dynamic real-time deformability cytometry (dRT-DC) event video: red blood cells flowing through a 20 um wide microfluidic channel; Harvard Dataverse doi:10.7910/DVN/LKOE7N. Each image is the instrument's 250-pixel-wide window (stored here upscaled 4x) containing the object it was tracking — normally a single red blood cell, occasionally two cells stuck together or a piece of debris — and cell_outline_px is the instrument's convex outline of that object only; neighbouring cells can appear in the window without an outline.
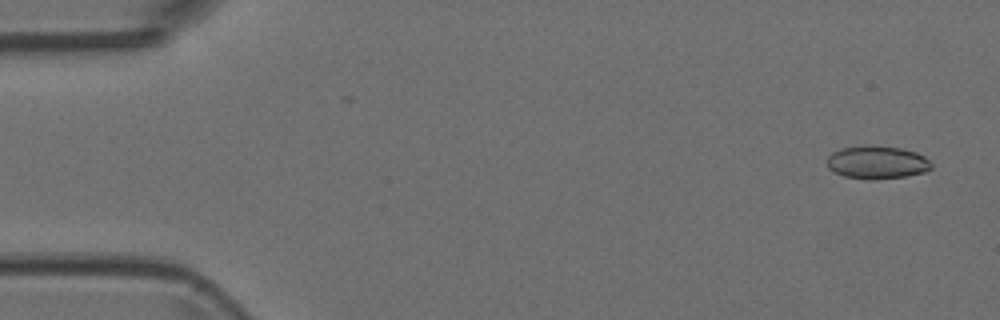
{"species": "Egyptian fruit bat (a non-hibernating species)", "species_latin": "Rousettus aegyptiacus", "temperature_condition": "room temperature", "stored_images_in_passage": 8, "camera_frame_rate_fps": 3000, "um_per_image_px": 0.085, "animal": {"sex": "female"}, "frame": {"image": 1, "passage_image": 1, "time_ms": 0.0, "image_size_px": [1000, 320], "cell_outline_px": [[932, 168], [924, 172], [908, 176], [872, 180], [868, 180], [844, 176], [828, 168], [828, 156], [832, 152], [840, 148], [864, 144], [872, 144], [900, 148], [916, 152], [924, 156], [932, 164]], "centroid_in_image_um": [74.54, 13.78], "position_along_channel_um": 10.5, "area_um2": 20.4}}
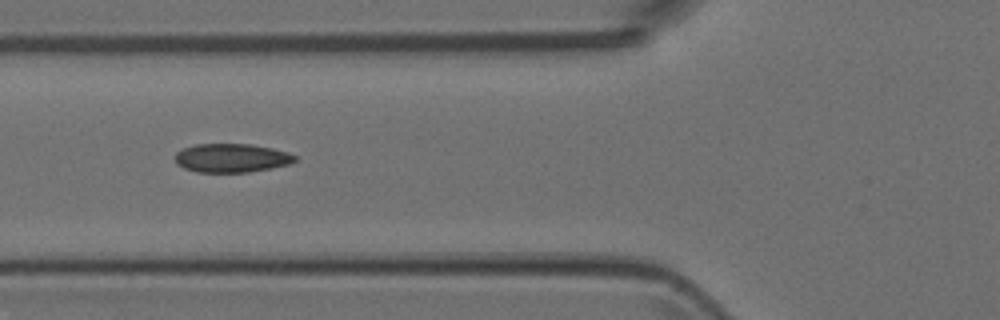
{"frame": {"image": 2, "passage_image": 6, "time_ms": 1.667, "image_size_px": [1000, 320], "cell_outline_px": [[296, 160], [288, 164], [272, 168], [248, 172], [196, 172], [184, 168], [176, 164], [176, 152], [184, 148], [196, 144], [252, 144], [272, 148], [288, 152], [296, 156]], "centroid_in_image_um": [19.68, 13.43], "position_along_channel_um": 106.1, "area_um2": 20.06}}
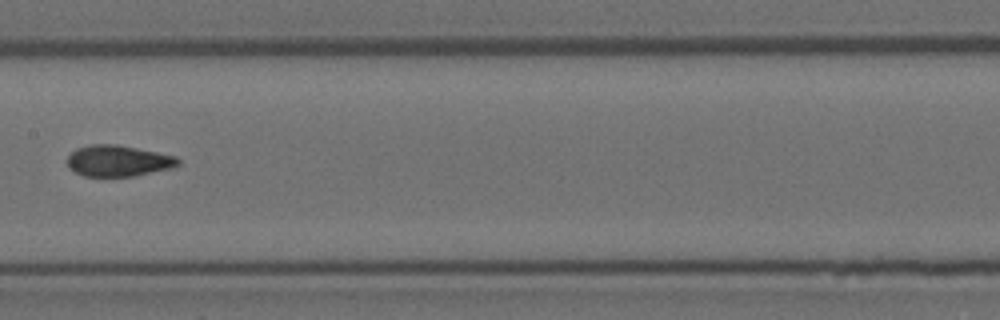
{"frame": {"image": 3, "passage_image": 8, "time_ms": 2.333, "image_size_px": [1000, 320], "cell_outline_px": [[180, 164], [172, 168], [132, 176], [84, 176], [68, 168], [68, 156], [76, 148], [92, 144], [116, 144], [176, 156], [180, 160]], "centroid_in_image_um": [10.04, 13.67], "position_along_channel_um": 197.4, "area_um2": 20.0}}